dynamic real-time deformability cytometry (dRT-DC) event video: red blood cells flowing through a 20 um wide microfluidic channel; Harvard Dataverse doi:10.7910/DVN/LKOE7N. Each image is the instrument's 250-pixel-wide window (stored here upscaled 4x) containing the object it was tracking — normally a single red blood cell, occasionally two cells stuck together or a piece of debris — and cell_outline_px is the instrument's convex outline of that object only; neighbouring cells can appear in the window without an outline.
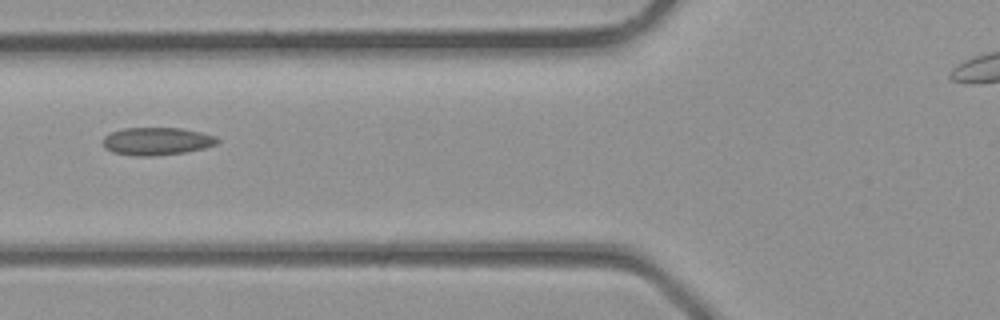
{"species": "common noctule bat (a hibernating species)", "species_latin": "Nyctalus noctula", "temperature_condition": "room temperature", "stored_images_in_passage": 5, "camera_frame_rate_fps": 3000, "um_per_image_px": 0.085, "animal": {"sex": "male", "body_mass_g": 23.1, "forearm_length_mm": 52.7}, "frame": {"image": 1, "passage_image": 5, "time_ms": 1.333, "image_size_px": [1000, 320], "cell_outline_px": [[220, 140], [216, 144], [204, 148], [184, 152], [152, 156], [132, 156], [112, 152], [104, 148], [104, 136], [112, 132], [124, 128], [180, 128], [200, 132], [216, 136]], "centroid_in_image_um": [13.32, 12.01], "position_along_channel_um": 112.5, "area_um2": 18.44}}